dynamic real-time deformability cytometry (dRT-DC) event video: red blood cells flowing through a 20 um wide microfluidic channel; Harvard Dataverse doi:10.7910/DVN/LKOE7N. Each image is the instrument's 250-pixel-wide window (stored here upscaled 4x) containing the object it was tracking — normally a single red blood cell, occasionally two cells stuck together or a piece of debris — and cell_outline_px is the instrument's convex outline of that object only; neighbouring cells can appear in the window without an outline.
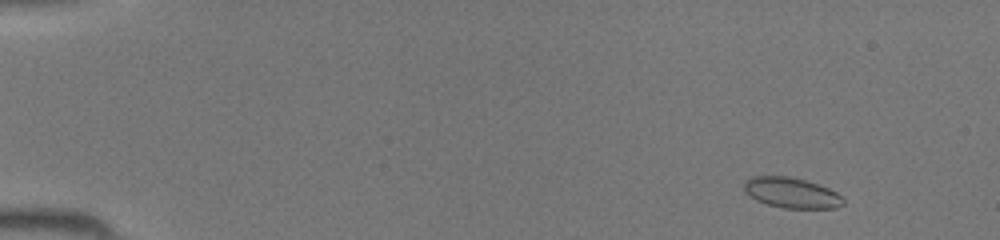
{"species": "common noctule bat (a hibernating species)", "species_latin": "Nyctalus noctula", "temperature_condition": "room temperature", "stored_images_in_passage": 44, "camera_frame_rate_fps": 3000, "um_per_image_px": 0.085, "animal": {"sex": "female", "body_mass_g": 19.5, "forearm_length_mm": 54.1}, "frame": {"image": 1, "passage_image": 3, "time_ms": 0.667, "image_size_px": [1000, 240], "cell_outline_px": [[844, 204], [836, 208], [784, 208], [768, 204], [756, 200], [744, 192], [744, 184], [752, 176], [784, 176], [804, 180], [828, 188], [836, 192], [844, 200]], "centroid_in_image_um": [67.27, 16.4], "position_along_channel_um": 17.7, "area_um2": 17.34}}
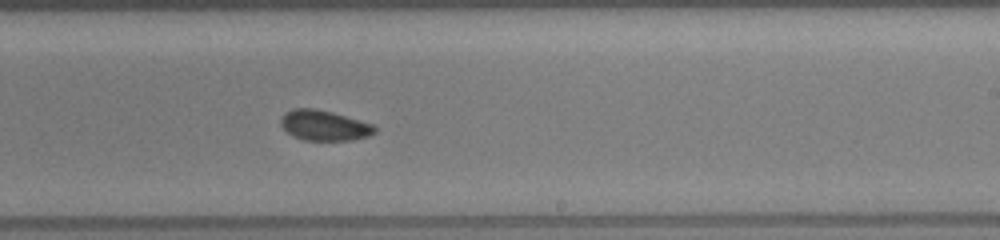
{"frame": {"image": 2, "passage_image": 27, "time_ms": 8.667, "image_size_px": [1000, 240], "cell_outline_px": [[376, 132], [368, 136], [352, 140], [304, 140], [292, 136], [280, 124], [280, 120], [284, 112], [292, 108], [312, 108], [332, 112], [372, 124], [376, 128]], "centroid_in_image_um": [27.52, 10.66], "position_along_channel_um": 261.5, "area_um2": 16.53}}
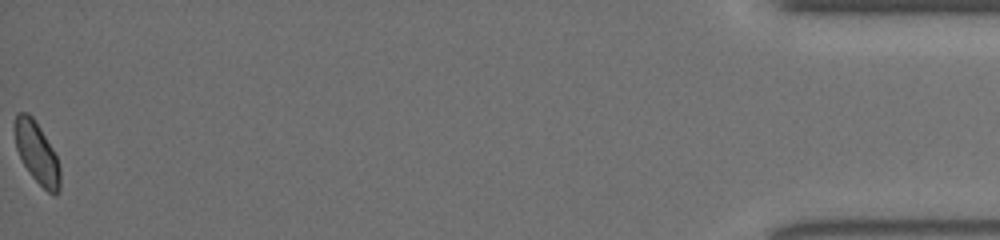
{"frame": {"image": 3, "passage_image": 44, "time_ms": 14.333, "image_size_px": [1000, 240], "cell_outline_px": [[60, 192], [56, 196], [52, 196], [32, 176], [24, 164], [16, 148], [16, 112], [28, 112], [32, 116], [40, 128], [52, 148], [56, 156], [60, 168]], "centroid_in_image_um": [3.17, 13.04], "position_along_channel_um": 432.0, "area_um2": 15.9}}